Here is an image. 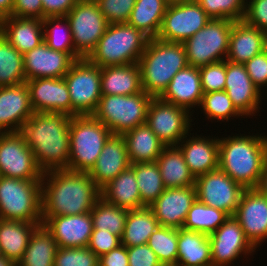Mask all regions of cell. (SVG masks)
Listing matches in <instances>:
<instances>
[{
    "mask_svg": "<svg viewBox=\"0 0 267 266\" xmlns=\"http://www.w3.org/2000/svg\"><path fill=\"white\" fill-rule=\"evenodd\" d=\"M100 198L101 189L87 172L60 169L42 175V217L84 214Z\"/></svg>",
    "mask_w": 267,
    "mask_h": 266,
    "instance_id": "1",
    "label": "cell"
},
{
    "mask_svg": "<svg viewBox=\"0 0 267 266\" xmlns=\"http://www.w3.org/2000/svg\"><path fill=\"white\" fill-rule=\"evenodd\" d=\"M70 121L63 112L34 113L19 131L43 173L68 169Z\"/></svg>",
    "mask_w": 267,
    "mask_h": 266,
    "instance_id": "2",
    "label": "cell"
},
{
    "mask_svg": "<svg viewBox=\"0 0 267 266\" xmlns=\"http://www.w3.org/2000/svg\"><path fill=\"white\" fill-rule=\"evenodd\" d=\"M267 161V135L219 138L218 168L245 189L256 188Z\"/></svg>",
    "mask_w": 267,
    "mask_h": 266,
    "instance_id": "3",
    "label": "cell"
},
{
    "mask_svg": "<svg viewBox=\"0 0 267 266\" xmlns=\"http://www.w3.org/2000/svg\"><path fill=\"white\" fill-rule=\"evenodd\" d=\"M138 64L143 91L160 97L174 75L188 66V61L183 43L149 38Z\"/></svg>",
    "mask_w": 267,
    "mask_h": 266,
    "instance_id": "4",
    "label": "cell"
},
{
    "mask_svg": "<svg viewBox=\"0 0 267 266\" xmlns=\"http://www.w3.org/2000/svg\"><path fill=\"white\" fill-rule=\"evenodd\" d=\"M149 37L128 23L109 24L87 59L97 66L138 63Z\"/></svg>",
    "mask_w": 267,
    "mask_h": 266,
    "instance_id": "5",
    "label": "cell"
},
{
    "mask_svg": "<svg viewBox=\"0 0 267 266\" xmlns=\"http://www.w3.org/2000/svg\"><path fill=\"white\" fill-rule=\"evenodd\" d=\"M112 132L93 115L71 117L68 170L89 173Z\"/></svg>",
    "mask_w": 267,
    "mask_h": 266,
    "instance_id": "6",
    "label": "cell"
},
{
    "mask_svg": "<svg viewBox=\"0 0 267 266\" xmlns=\"http://www.w3.org/2000/svg\"><path fill=\"white\" fill-rule=\"evenodd\" d=\"M41 180L0 176V219L42 224Z\"/></svg>",
    "mask_w": 267,
    "mask_h": 266,
    "instance_id": "7",
    "label": "cell"
},
{
    "mask_svg": "<svg viewBox=\"0 0 267 266\" xmlns=\"http://www.w3.org/2000/svg\"><path fill=\"white\" fill-rule=\"evenodd\" d=\"M152 98L144 91L133 95H102L92 115L112 134L123 135L136 126L146 124Z\"/></svg>",
    "mask_w": 267,
    "mask_h": 266,
    "instance_id": "8",
    "label": "cell"
},
{
    "mask_svg": "<svg viewBox=\"0 0 267 266\" xmlns=\"http://www.w3.org/2000/svg\"><path fill=\"white\" fill-rule=\"evenodd\" d=\"M233 20L210 19L196 34L187 39L185 47L188 65L197 68L226 60Z\"/></svg>",
    "mask_w": 267,
    "mask_h": 266,
    "instance_id": "9",
    "label": "cell"
},
{
    "mask_svg": "<svg viewBox=\"0 0 267 266\" xmlns=\"http://www.w3.org/2000/svg\"><path fill=\"white\" fill-rule=\"evenodd\" d=\"M64 79L71 100V117L92 115L102 96L101 68L81 58L72 64Z\"/></svg>",
    "mask_w": 267,
    "mask_h": 266,
    "instance_id": "10",
    "label": "cell"
},
{
    "mask_svg": "<svg viewBox=\"0 0 267 266\" xmlns=\"http://www.w3.org/2000/svg\"><path fill=\"white\" fill-rule=\"evenodd\" d=\"M71 27L75 52L87 58L104 35L109 23L96 0H78L66 15Z\"/></svg>",
    "mask_w": 267,
    "mask_h": 266,
    "instance_id": "11",
    "label": "cell"
},
{
    "mask_svg": "<svg viewBox=\"0 0 267 266\" xmlns=\"http://www.w3.org/2000/svg\"><path fill=\"white\" fill-rule=\"evenodd\" d=\"M192 112L153 97L147 109L146 124L166 146H177L190 132Z\"/></svg>",
    "mask_w": 267,
    "mask_h": 266,
    "instance_id": "12",
    "label": "cell"
},
{
    "mask_svg": "<svg viewBox=\"0 0 267 266\" xmlns=\"http://www.w3.org/2000/svg\"><path fill=\"white\" fill-rule=\"evenodd\" d=\"M210 19L196 0L169 3L157 39L184 43Z\"/></svg>",
    "mask_w": 267,
    "mask_h": 266,
    "instance_id": "13",
    "label": "cell"
},
{
    "mask_svg": "<svg viewBox=\"0 0 267 266\" xmlns=\"http://www.w3.org/2000/svg\"><path fill=\"white\" fill-rule=\"evenodd\" d=\"M197 200L233 216L245 188L221 169L195 178Z\"/></svg>",
    "mask_w": 267,
    "mask_h": 266,
    "instance_id": "14",
    "label": "cell"
},
{
    "mask_svg": "<svg viewBox=\"0 0 267 266\" xmlns=\"http://www.w3.org/2000/svg\"><path fill=\"white\" fill-rule=\"evenodd\" d=\"M32 150L20 132L0 133V176L42 180Z\"/></svg>",
    "mask_w": 267,
    "mask_h": 266,
    "instance_id": "15",
    "label": "cell"
},
{
    "mask_svg": "<svg viewBox=\"0 0 267 266\" xmlns=\"http://www.w3.org/2000/svg\"><path fill=\"white\" fill-rule=\"evenodd\" d=\"M209 241L212 266H231L240 258L239 256L252 255L256 250L233 216H229L214 233L209 235Z\"/></svg>",
    "mask_w": 267,
    "mask_h": 266,
    "instance_id": "16",
    "label": "cell"
},
{
    "mask_svg": "<svg viewBox=\"0 0 267 266\" xmlns=\"http://www.w3.org/2000/svg\"><path fill=\"white\" fill-rule=\"evenodd\" d=\"M257 249L267 239V198L256 188L245 189L233 215Z\"/></svg>",
    "mask_w": 267,
    "mask_h": 266,
    "instance_id": "17",
    "label": "cell"
},
{
    "mask_svg": "<svg viewBox=\"0 0 267 266\" xmlns=\"http://www.w3.org/2000/svg\"><path fill=\"white\" fill-rule=\"evenodd\" d=\"M224 90L242 117L256 116L259 112L262 93L250 79L244 64L226 60Z\"/></svg>",
    "mask_w": 267,
    "mask_h": 266,
    "instance_id": "18",
    "label": "cell"
},
{
    "mask_svg": "<svg viewBox=\"0 0 267 266\" xmlns=\"http://www.w3.org/2000/svg\"><path fill=\"white\" fill-rule=\"evenodd\" d=\"M196 199L195 186L166 188L149 208L160 226L180 229Z\"/></svg>",
    "mask_w": 267,
    "mask_h": 266,
    "instance_id": "19",
    "label": "cell"
},
{
    "mask_svg": "<svg viewBox=\"0 0 267 266\" xmlns=\"http://www.w3.org/2000/svg\"><path fill=\"white\" fill-rule=\"evenodd\" d=\"M42 224L51 232L60 248L88 247L94 229L91 212L42 217Z\"/></svg>",
    "mask_w": 267,
    "mask_h": 266,
    "instance_id": "20",
    "label": "cell"
},
{
    "mask_svg": "<svg viewBox=\"0 0 267 266\" xmlns=\"http://www.w3.org/2000/svg\"><path fill=\"white\" fill-rule=\"evenodd\" d=\"M26 85L34 113L63 112L71 116V100L64 78L32 79Z\"/></svg>",
    "mask_w": 267,
    "mask_h": 266,
    "instance_id": "21",
    "label": "cell"
},
{
    "mask_svg": "<svg viewBox=\"0 0 267 266\" xmlns=\"http://www.w3.org/2000/svg\"><path fill=\"white\" fill-rule=\"evenodd\" d=\"M26 81L64 78L76 61L69 53L51 49L45 42L23 55Z\"/></svg>",
    "mask_w": 267,
    "mask_h": 266,
    "instance_id": "22",
    "label": "cell"
},
{
    "mask_svg": "<svg viewBox=\"0 0 267 266\" xmlns=\"http://www.w3.org/2000/svg\"><path fill=\"white\" fill-rule=\"evenodd\" d=\"M33 114L26 82L0 87V133L19 132Z\"/></svg>",
    "mask_w": 267,
    "mask_h": 266,
    "instance_id": "23",
    "label": "cell"
},
{
    "mask_svg": "<svg viewBox=\"0 0 267 266\" xmlns=\"http://www.w3.org/2000/svg\"><path fill=\"white\" fill-rule=\"evenodd\" d=\"M126 141L123 135L112 134L89 172L95 184L102 189L118 174L130 167Z\"/></svg>",
    "mask_w": 267,
    "mask_h": 266,
    "instance_id": "24",
    "label": "cell"
},
{
    "mask_svg": "<svg viewBox=\"0 0 267 266\" xmlns=\"http://www.w3.org/2000/svg\"><path fill=\"white\" fill-rule=\"evenodd\" d=\"M205 137L202 135H193L191 137L190 133L177 145L195 178L218 169L219 138Z\"/></svg>",
    "mask_w": 267,
    "mask_h": 266,
    "instance_id": "25",
    "label": "cell"
},
{
    "mask_svg": "<svg viewBox=\"0 0 267 266\" xmlns=\"http://www.w3.org/2000/svg\"><path fill=\"white\" fill-rule=\"evenodd\" d=\"M160 98L166 102L183 107L189 112L195 106H200L203 92L199 68L188 65L181 69L171 79L167 89Z\"/></svg>",
    "mask_w": 267,
    "mask_h": 266,
    "instance_id": "26",
    "label": "cell"
},
{
    "mask_svg": "<svg viewBox=\"0 0 267 266\" xmlns=\"http://www.w3.org/2000/svg\"><path fill=\"white\" fill-rule=\"evenodd\" d=\"M0 32L23 55L44 42L43 23L38 18L5 17L0 20Z\"/></svg>",
    "mask_w": 267,
    "mask_h": 266,
    "instance_id": "27",
    "label": "cell"
},
{
    "mask_svg": "<svg viewBox=\"0 0 267 266\" xmlns=\"http://www.w3.org/2000/svg\"><path fill=\"white\" fill-rule=\"evenodd\" d=\"M262 33L263 30L248 25L244 20L234 21L226 60L245 64L261 53L263 51Z\"/></svg>",
    "mask_w": 267,
    "mask_h": 266,
    "instance_id": "28",
    "label": "cell"
},
{
    "mask_svg": "<svg viewBox=\"0 0 267 266\" xmlns=\"http://www.w3.org/2000/svg\"><path fill=\"white\" fill-rule=\"evenodd\" d=\"M102 95H133L143 91L138 63L101 67Z\"/></svg>",
    "mask_w": 267,
    "mask_h": 266,
    "instance_id": "29",
    "label": "cell"
},
{
    "mask_svg": "<svg viewBox=\"0 0 267 266\" xmlns=\"http://www.w3.org/2000/svg\"><path fill=\"white\" fill-rule=\"evenodd\" d=\"M101 197L108 203L127 210L141 209L139 187L134 170L129 167L101 189Z\"/></svg>",
    "mask_w": 267,
    "mask_h": 266,
    "instance_id": "30",
    "label": "cell"
},
{
    "mask_svg": "<svg viewBox=\"0 0 267 266\" xmlns=\"http://www.w3.org/2000/svg\"><path fill=\"white\" fill-rule=\"evenodd\" d=\"M39 225L41 224L0 219V255L17 264Z\"/></svg>",
    "mask_w": 267,
    "mask_h": 266,
    "instance_id": "31",
    "label": "cell"
},
{
    "mask_svg": "<svg viewBox=\"0 0 267 266\" xmlns=\"http://www.w3.org/2000/svg\"><path fill=\"white\" fill-rule=\"evenodd\" d=\"M123 136L131 164L154 162L166 147L147 124L136 126Z\"/></svg>",
    "mask_w": 267,
    "mask_h": 266,
    "instance_id": "32",
    "label": "cell"
},
{
    "mask_svg": "<svg viewBox=\"0 0 267 266\" xmlns=\"http://www.w3.org/2000/svg\"><path fill=\"white\" fill-rule=\"evenodd\" d=\"M178 266H212L209 236L203 233L178 229Z\"/></svg>",
    "mask_w": 267,
    "mask_h": 266,
    "instance_id": "33",
    "label": "cell"
},
{
    "mask_svg": "<svg viewBox=\"0 0 267 266\" xmlns=\"http://www.w3.org/2000/svg\"><path fill=\"white\" fill-rule=\"evenodd\" d=\"M156 163L159 166L165 188L194 186L195 177L190 172L184 156L177 146H166Z\"/></svg>",
    "mask_w": 267,
    "mask_h": 266,
    "instance_id": "34",
    "label": "cell"
},
{
    "mask_svg": "<svg viewBox=\"0 0 267 266\" xmlns=\"http://www.w3.org/2000/svg\"><path fill=\"white\" fill-rule=\"evenodd\" d=\"M169 0H136L127 23L149 38H157Z\"/></svg>",
    "mask_w": 267,
    "mask_h": 266,
    "instance_id": "35",
    "label": "cell"
},
{
    "mask_svg": "<svg viewBox=\"0 0 267 266\" xmlns=\"http://www.w3.org/2000/svg\"><path fill=\"white\" fill-rule=\"evenodd\" d=\"M57 242L51 232L39 225L33 232L28 246L16 266H54Z\"/></svg>",
    "mask_w": 267,
    "mask_h": 266,
    "instance_id": "36",
    "label": "cell"
},
{
    "mask_svg": "<svg viewBox=\"0 0 267 266\" xmlns=\"http://www.w3.org/2000/svg\"><path fill=\"white\" fill-rule=\"evenodd\" d=\"M159 226L153 211L149 207L128 210L121 244L126 247L147 244L151 234Z\"/></svg>",
    "mask_w": 267,
    "mask_h": 266,
    "instance_id": "37",
    "label": "cell"
},
{
    "mask_svg": "<svg viewBox=\"0 0 267 266\" xmlns=\"http://www.w3.org/2000/svg\"><path fill=\"white\" fill-rule=\"evenodd\" d=\"M228 218L229 215L226 212L208 206L196 199L188 211L182 228L209 236Z\"/></svg>",
    "mask_w": 267,
    "mask_h": 266,
    "instance_id": "38",
    "label": "cell"
},
{
    "mask_svg": "<svg viewBox=\"0 0 267 266\" xmlns=\"http://www.w3.org/2000/svg\"><path fill=\"white\" fill-rule=\"evenodd\" d=\"M134 170L141 203L149 207L166 189L156 161L131 164Z\"/></svg>",
    "mask_w": 267,
    "mask_h": 266,
    "instance_id": "39",
    "label": "cell"
},
{
    "mask_svg": "<svg viewBox=\"0 0 267 266\" xmlns=\"http://www.w3.org/2000/svg\"><path fill=\"white\" fill-rule=\"evenodd\" d=\"M26 82L24 59L0 32V87Z\"/></svg>",
    "mask_w": 267,
    "mask_h": 266,
    "instance_id": "40",
    "label": "cell"
},
{
    "mask_svg": "<svg viewBox=\"0 0 267 266\" xmlns=\"http://www.w3.org/2000/svg\"><path fill=\"white\" fill-rule=\"evenodd\" d=\"M42 23L43 41L51 49L69 53L75 60L81 59L75 52L70 23L66 16L45 17Z\"/></svg>",
    "mask_w": 267,
    "mask_h": 266,
    "instance_id": "41",
    "label": "cell"
},
{
    "mask_svg": "<svg viewBox=\"0 0 267 266\" xmlns=\"http://www.w3.org/2000/svg\"><path fill=\"white\" fill-rule=\"evenodd\" d=\"M90 212L94 229L109 230L121 238L128 215L127 209L112 205L101 197Z\"/></svg>",
    "mask_w": 267,
    "mask_h": 266,
    "instance_id": "42",
    "label": "cell"
},
{
    "mask_svg": "<svg viewBox=\"0 0 267 266\" xmlns=\"http://www.w3.org/2000/svg\"><path fill=\"white\" fill-rule=\"evenodd\" d=\"M147 244L154 251L161 264L176 265L178 229L159 226L151 234Z\"/></svg>",
    "mask_w": 267,
    "mask_h": 266,
    "instance_id": "43",
    "label": "cell"
},
{
    "mask_svg": "<svg viewBox=\"0 0 267 266\" xmlns=\"http://www.w3.org/2000/svg\"><path fill=\"white\" fill-rule=\"evenodd\" d=\"M201 108L207 119L229 121L231 117H241L226 91H216L203 94Z\"/></svg>",
    "mask_w": 267,
    "mask_h": 266,
    "instance_id": "44",
    "label": "cell"
},
{
    "mask_svg": "<svg viewBox=\"0 0 267 266\" xmlns=\"http://www.w3.org/2000/svg\"><path fill=\"white\" fill-rule=\"evenodd\" d=\"M211 19L241 21L247 0H196Z\"/></svg>",
    "mask_w": 267,
    "mask_h": 266,
    "instance_id": "45",
    "label": "cell"
},
{
    "mask_svg": "<svg viewBox=\"0 0 267 266\" xmlns=\"http://www.w3.org/2000/svg\"><path fill=\"white\" fill-rule=\"evenodd\" d=\"M54 266H99V257L88 247H58Z\"/></svg>",
    "mask_w": 267,
    "mask_h": 266,
    "instance_id": "46",
    "label": "cell"
},
{
    "mask_svg": "<svg viewBox=\"0 0 267 266\" xmlns=\"http://www.w3.org/2000/svg\"><path fill=\"white\" fill-rule=\"evenodd\" d=\"M199 71L203 94L224 90L226 79V60H221L200 67Z\"/></svg>",
    "mask_w": 267,
    "mask_h": 266,
    "instance_id": "47",
    "label": "cell"
},
{
    "mask_svg": "<svg viewBox=\"0 0 267 266\" xmlns=\"http://www.w3.org/2000/svg\"><path fill=\"white\" fill-rule=\"evenodd\" d=\"M109 24L127 23L136 0H96Z\"/></svg>",
    "mask_w": 267,
    "mask_h": 266,
    "instance_id": "48",
    "label": "cell"
},
{
    "mask_svg": "<svg viewBox=\"0 0 267 266\" xmlns=\"http://www.w3.org/2000/svg\"><path fill=\"white\" fill-rule=\"evenodd\" d=\"M119 245L121 238L118 235L112 234L109 230L93 229L88 248L101 257Z\"/></svg>",
    "mask_w": 267,
    "mask_h": 266,
    "instance_id": "49",
    "label": "cell"
},
{
    "mask_svg": "<svg viewBox=\"0 0 267 266\" xmlns=\"http://www.w3.org/2000/svg\"><path fill=\"white\" fill-rule=\"evenodd\" d=\"M243 20L260 30L267 29V0H247Z\"/></svg>",
    "mask_w": 267,
    "mask_h": 266,
    "instance_id": "50",
    "label": "cell"
},
{
    "mask_svg": "<svg viewBox=\"0 0 267 266\" xmlns=\"http://www.w3.org/2000/svg\"><path fill=\"white\" fill-rule=\"evenodd\" d=\"M244 65L252 82L262 92V88L267 87V54L262 51Z\"/></svg>",
    "mask_w": 267,
    "mask_h": 266,
    "instance_id": "51",
    "label": "cell"
},
{
    "mask_svg": "<svg viewBox=\"0 0 267 266\" xmlns=\"http://www.w3.org/2000/svg\"><path fill=\"white\" fill-rule=\"evenodd\" d=\"M129 266H161V262L148 246L143 244L134 247H127Z\"/></svg>",
    "mask_w": 267,
    "mask_h": 266,
    "instance_id": "52",
    "label": "cell"
},
{
    "mask_svg": "<svg viewBox=\"0 0 267 266\" xmlns=\"http://www.w3.org/2000/svg\"><path fill=\"white\" fill-rule=\"evenodd\" d=\"M11 16L19 18H38L43 20L41 0H14Z\"/></svg>",
    "mask_w": 267,
    "mask_h": 266,
    "instance_id": "53",
    "label": "cell"
},
{
    "mask_svg": "<svg viewBox=\"0 0 267 266\" xmlns=\"http://www.w3.org/2000/svg\"><path fill=\"white\" fill-rule=\"evenodd\" d=\"M43 19L45 17L66 16L78 0H41Z\"/></svg>",
    "mask_w": 267,
    "mask_h": 266,
    "instance_id": "54",
    "label": "cell"
},
{
    "mask_svg": "<svg viewBox=\"0 0 267 266\" xmlns=\"http://www.w3.org/2000/svg\"><path fill=\"white\" fill-rule=\"evenodd\" d=\"M99 266H129L127 247L121 244L99 257Z\"/></svg>",
    "mask_w": 267,
    "mask_h": 266,
    "instance_id": "55",
    "label": "cell"
},
{
    "mask_svg": "<svg viewBox=\"0 0 267 266\" xmlns=\"http://www.w3.org/2000/svg\"><path fill=\"white\" fill-rule=\"evenodd\" d=\"M14 0H0V20L11 16Z\"/></svg>",
    "mask_w": 267,
    "mask_h": 266,
    "instance_id": "56",
    "label": "cell"
},
{
    "mask_svg": "<svg viewBox=\"0 0 267 266\" xmlns=\"http://www.w3.org/2000/svg\"><path fill=\"white\" fill-rule=\"evenodd\" d=\"M256 189L267 198V161L264 164L262 174Z\"/></svg>",
    "mask_w": 267,
    "mask_h": 266,
    "instance_id": "57",
    "label": "cell"
},
{
    "mask_svg": "<svg viewBox=\"0 0 267 266\" xmlns=\"http://www.w3.org/2000/svg\"><path fill=\"white\" fill-rule=\"evenodd\" d=\"M0 266H16V264L8 258L0 256Z\"/></svg>",
    "mask_w": 267,
    "mask_h": 266,
    "instance_id": "58",
    "label": "cell"
},
{
    "mask_svg": "<svg viewBox=\"0 0 267 266\" xmlns=\"http://www.w3.org/2000/svg\"><path fill=\"white\" fill-rule=\"evenodd\" d=\"M262 46H263V52L267 54V29L263 30L262 33Z\"/></svg>",
    "mask_w": 267,
    "mask_h": 266,
    "instance_id": "59",
    "label": "cell"
},
{
    "mask_svg": "<svg viewBox=\"0 0 267 266\" xmlns=\"http://www.w3.org/2000/svg\"><path fill=\"white\" fill-rule=\"evenodd\" d=\"M179 1H189V0H169L170 3H172V2H179Z\"/></svg>",
    "mask_w": 267,
    "mask_h": 266,
    "instance_id": "60",
    "label": "cell"
},
{
    "mask_svg": "<svg viewBox=\"0 0 267 266\" xmlns=\"http://www.w3.org/2000/svg\"><path fill=\"white\" fill-rule=\"evenodd\" d=\"M161 266H178V265H168V264H162Z\"/></svg>",
    "mask_w": 267,
    "mask_h": 266,
    "instance_id": "61",
    "label": "cell"
}]
</instances>
